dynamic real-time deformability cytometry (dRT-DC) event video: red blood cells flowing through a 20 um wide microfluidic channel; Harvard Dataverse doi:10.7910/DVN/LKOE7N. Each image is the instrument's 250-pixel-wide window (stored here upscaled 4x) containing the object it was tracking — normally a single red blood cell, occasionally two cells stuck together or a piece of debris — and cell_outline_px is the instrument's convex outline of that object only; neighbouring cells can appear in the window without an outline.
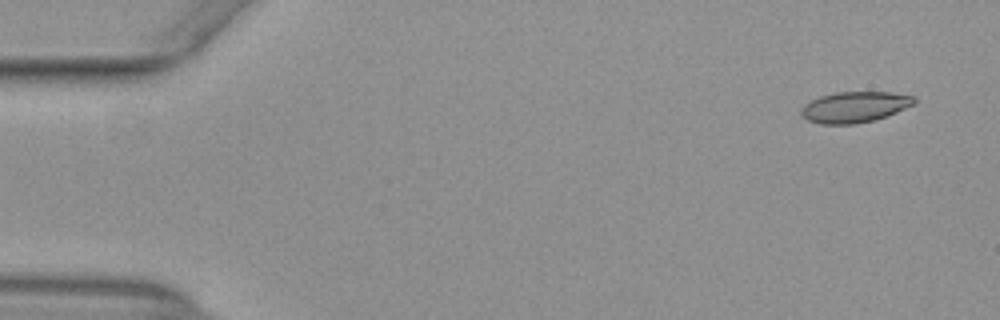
{"species": "common noctule bat (a hibernating species)", "species_latin": "Nyctalus noctula", "temperature_condition": "warm", "stored_images_in_passage": 12, "camera_frame_rate_fps": 3000, "um_per_image_px": 0.085, "animal": {"sex": "female", "body_mass_g": 29.2, "forearm_length_mm": 56.3}, "frame": {"image": 1, "passage_image": 3, "time_ms": 0.667, "image_size_px": [1000, 320], "cell_outline_px": [[916, 104], [888, 116], [876, 120], [856, 124], [820, 124], [808, 120], [800, 116], [800, 112], [804, 104], [820, 96], [836, 92], [892, 92], [916, 96]], "centroid_in_image_um": [72.69, 9.1], "position_along_channel_um": 12.3, "area_um2": 20.69}}